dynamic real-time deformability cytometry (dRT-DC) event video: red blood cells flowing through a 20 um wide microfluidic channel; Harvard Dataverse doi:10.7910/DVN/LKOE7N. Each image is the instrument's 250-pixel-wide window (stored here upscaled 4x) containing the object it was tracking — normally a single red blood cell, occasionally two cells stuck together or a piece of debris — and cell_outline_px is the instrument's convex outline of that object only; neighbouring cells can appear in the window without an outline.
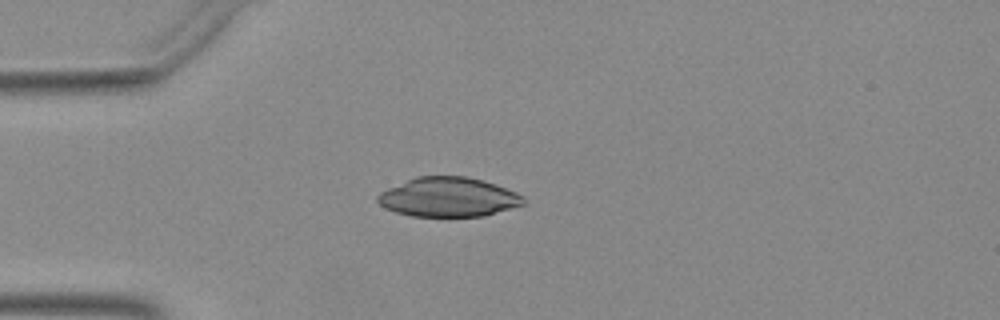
{"species": "Egyptian fruit bat (a non-hibernating species)", "species_latin": "Rousettus aegyptiacus", "temperature_condition": "warm", "stored_images_in_passage": 38, "camera_frame_rate_fps": 3000, "um_per_image_px": 0.085, "animal": {"sex": "female"}, "frame": {"image": 1, "passage_image": 1, "time_ms": 0.0, "image_size_px": [1000, 320], "cell_outline_px": [[528, 204], [484, 216], [412, 216], [396, 212], [384, 208], [376, 200], [376, 196], [380, 192], [388, 188], [416, 176], [468, 176], [496, 184], [516, 192], [524, 196]], "centroid_in_image_um": [38.15, 16.75], "position_along_channel_um": 46.9, "area_um2": 33.76}}
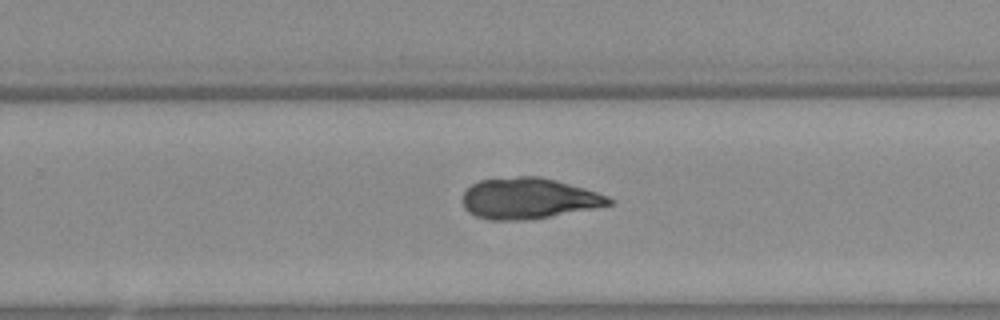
{"frame": {"image": 2, "passage_image": 20, "time_ms": 6.333, "image_size_px": [1000, 320], "cell_outline_px": [[612, 204], [596, 208], [528, 220], [488, 220], [476, 216], [468, 212], [464, 208], [460, 200], [464, 192], [472, 184], [480, 180], [516, 176], [540, 176], [556, 180], [584, 188], [608, 196], [612, 200]], "centroid_in_image_um": [44.89, 16.87], "position_along_channel_um": 284.9, "area_um2": 35.08}}
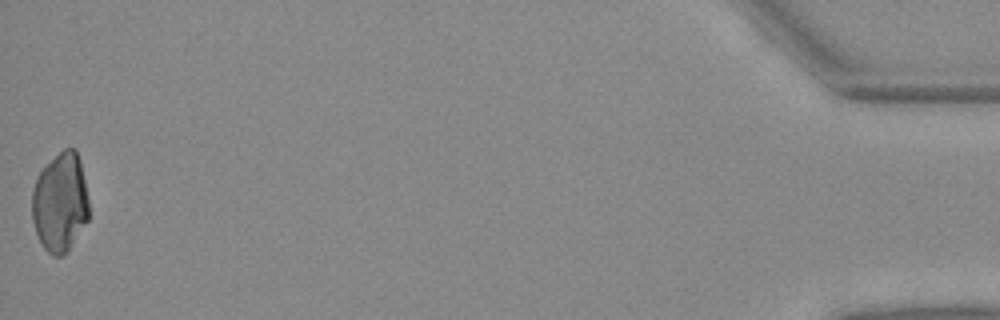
{"frame": {"image": 3, "passage_image": 38, "time_ms": 12.333, "image_size_px": [1000, 320], "cell_outline_px": [[88, 220], [68, 248], [60, 256], [52, 256], [44, 248], [36, 232], [32, 220], [32, 192], [36, 176], [64, 148], [76, 148], [80, 160], [88, 200]], "centroid_in_image_um": [5.1, 17.19], "position_along_channel_um": 430.1, "area_um2": 32.37}}